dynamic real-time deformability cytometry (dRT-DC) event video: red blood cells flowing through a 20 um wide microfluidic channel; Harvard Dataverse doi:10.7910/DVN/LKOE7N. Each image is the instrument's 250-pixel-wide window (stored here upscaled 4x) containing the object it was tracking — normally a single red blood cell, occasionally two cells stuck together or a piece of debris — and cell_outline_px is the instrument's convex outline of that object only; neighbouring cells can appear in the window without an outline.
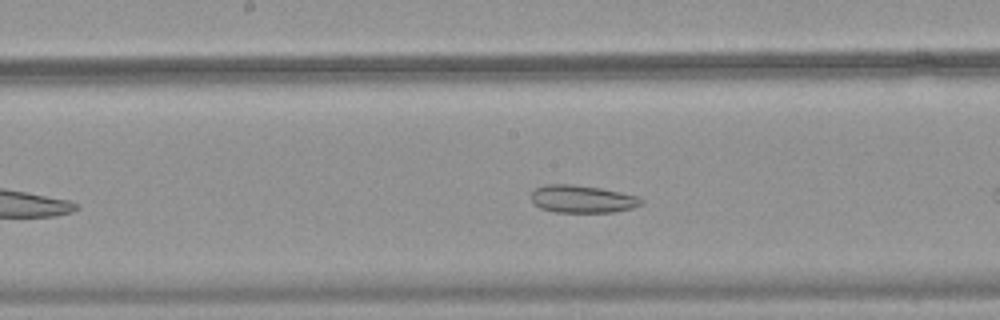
{"species": "common noctule bat (a hibernating species)", "species_latin": "Nyctalus noctula", "temperature_condition": "warm", "stored_images_in_passage": 17, "camera_frame_rate_fps": 3000, "um_per_image_px": 0.085, "animal": {"sex": "female", "body_mass_g": 18.4}, "frame": {"image": 1, "passage_image": 12, "time_ms": 3.667, "image_size_px": [1000, 320], "cell_outline_px": [[644, 204], [632, 208], [616, 212], [556, 212], [540, 208], [532, 204], [532, 192], [536, 188], [544, 184], [572, 184], [600, 188], [640, 196], [644, 200]], "centroid_in_image_um": [49.52, 16.92], "position_along_channel_um": 198.7, "area_um2": 17.92}}
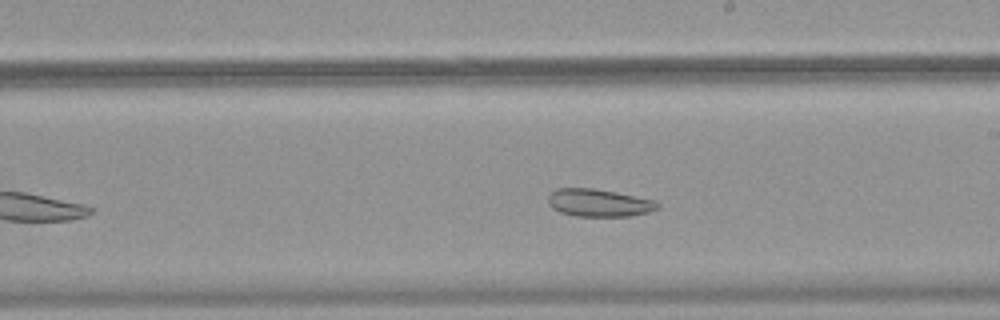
{"frame": {"image": 2, "passage_image": 15, "time_ms": 4.667, "image_size_px": [1000, 320], "cell_outline_px": [[660, 204], [656, 208], [648, 212], [632, 216], [576, 216], [560, 212], [552, 208], [548, 204], [548, 196], [556, 188], [592, 188], [616, 192], [656, 200]], "centroid_in_image_um": [50.89, 17.24], "position_along_channel_um": 238.1, "area_um2": 17.63}}